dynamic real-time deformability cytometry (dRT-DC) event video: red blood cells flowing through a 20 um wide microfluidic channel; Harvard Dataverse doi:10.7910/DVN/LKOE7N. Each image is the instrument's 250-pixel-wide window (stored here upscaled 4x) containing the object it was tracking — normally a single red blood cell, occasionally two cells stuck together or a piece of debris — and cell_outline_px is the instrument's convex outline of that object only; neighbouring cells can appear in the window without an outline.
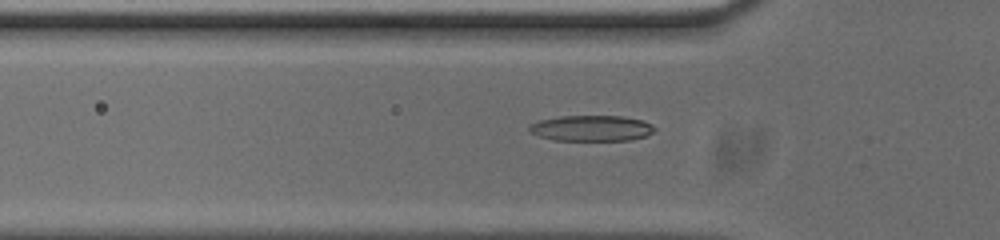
{"species": "common noctule bat (a hibernating species)", "species_latin": "Nyctalus noctula", "temperature_condition": "cold", "stored_images_in_passage": 49, "camera_frame_rate_fps": 3000, "um_per_image_px": 0.085, "animal": {"sex": "male", "body_mass_g": 20.0, "forearm_length_mm": 53.3}, "frame": {"image": 1, "passage_image": 16, "time_ms": 5.0, "image_size_px": [1000, 240], "cell_outline_px": [[656, 128], [652, 132], [644, 136], [632, 140], [552, 140], [528, 132], [528, 124], [540, 120], [560, 116], [620, 116], [640, 120], [652, 124]], "centroid_in_image_um": [50.22, 10.9], "position_along_channel_um": 75.6, "area_um2": 18.79}}
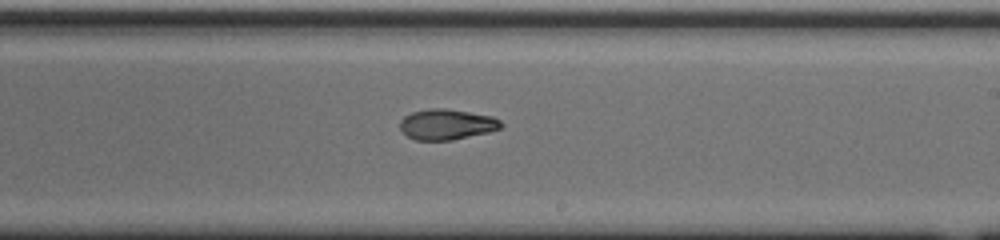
{"frame": {"image": 2, "passage_image": 30, "time_ms": 9.667, "image_size_px": [1000, 240], "cell_outline_px": [[504, 124], [500, 128], [488, 132], [452, 140], [416, 140], [408, 136], [400, 128], [400, 120], [404, 116], [412, 112], [428, 108], [444, 108], [492, 116], [500, 120]], "centroid_in_image_um": [37.96, 10.57], "position_along_channel_um": 251.0, "area_um2": 17.92}}
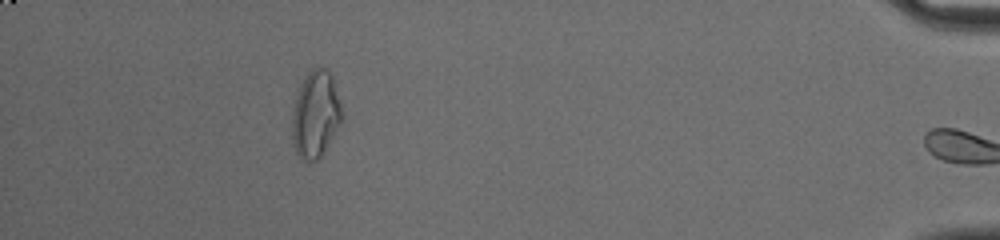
{"frame": {"image": 3, "passage_image": 48, "time_ms": 15.667, "image_size_px": [1000, 240], "cell_outline_px": [[344, 116], [340, 124], [320, 156], [316, 160], [308, 164], [296, 152], [292, 144], [292, 116], [296, 96], [300, 84], [304, 76], [312, 68], [328, 68], [332, 76]], "centroid_in_image_um": [26.81, 9.71], "position_along_channel_um": 408.4, "area_um2": 25.2}, "authors_computed_cell_mechanics": {"area_um2": 18.1492, "velocity_mm_per_s": 3.7504, "shape_relaxation_time_tau1_ms": 9.9638, "shape_relaxation_time_tau2_ms": 2.7524, "deformation_change_tau1": 0.2745, "deformation_change_tau2": 0.085}}